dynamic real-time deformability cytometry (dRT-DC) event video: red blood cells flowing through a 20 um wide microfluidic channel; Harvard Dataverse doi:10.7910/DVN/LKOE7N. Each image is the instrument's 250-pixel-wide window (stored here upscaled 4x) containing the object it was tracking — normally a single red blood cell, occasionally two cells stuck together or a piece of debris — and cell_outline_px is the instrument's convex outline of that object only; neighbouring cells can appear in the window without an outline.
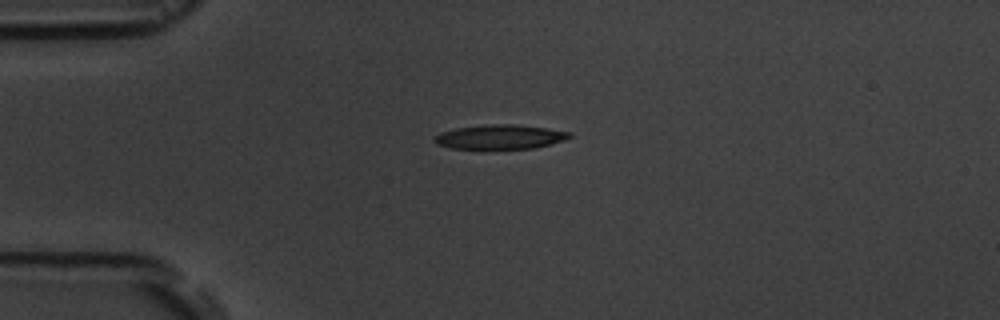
{"species": "common noctule bat (a hibernating species)", "species_latin": "Nyctalus noctula", "temperature_condition": "room temperature", "stored_images_in_passage": 3, "camera_frame_rate_fps": 3000, "um_per_image_px": 0.085, "animal": {"sex": "male", "body_mass_g": 19.5, "forearm_length_mm": 54.6}, "frame": {"image": 1, "passage_image": 1, "time_ms": 0.0, "image_size_px": [1000, 320], "cell_outline_px": [[572, 136], [564, 140], [532, 148], [452, 148], [436, 144], [432, 140], [440, 132], [456, 128], [492, 124], [516, 124], [548, 128], [572, 132]], "centroid_in_image_um": [42.51, 11.62], "position_along_channel_um": 42.5, "area_um2": 18.96}}
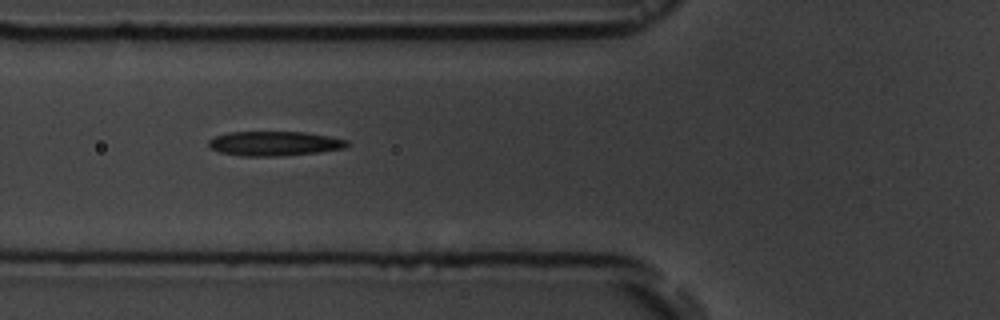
{"frame": {"image": 2, "passage_image": 3, "time_ms": 2.333, "image_size_px": [1000, 320], "cell_outline_px": [[348, 144], [344, 148], [320, 152], [280, 156], [240, 156], [220, 152], [212, 148], [208, 144], [208, 140], [216, 136], [228, 132], [304, 132], [328, 136], [348, 140]], "centroid_in_image_um": [23.32, 12.2], "position_along_channel_um": 102.5, "area_um2": 19.71}}